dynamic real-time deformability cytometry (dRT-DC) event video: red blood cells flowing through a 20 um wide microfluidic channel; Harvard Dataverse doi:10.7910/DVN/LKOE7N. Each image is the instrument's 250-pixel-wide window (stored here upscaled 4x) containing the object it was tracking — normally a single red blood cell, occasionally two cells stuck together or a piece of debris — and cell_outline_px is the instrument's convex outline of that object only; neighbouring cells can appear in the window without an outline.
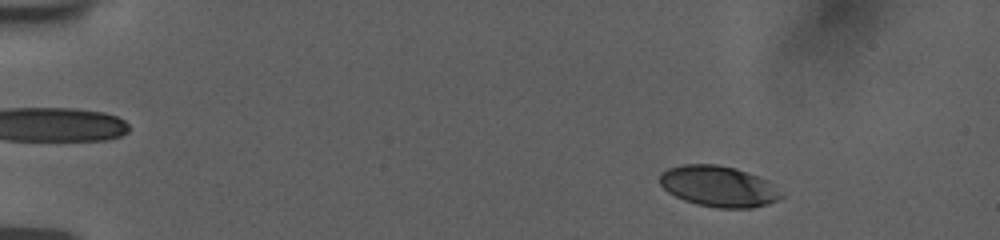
{"species": "human", "species_latin": "Homo sapiens", "temperature_condition": "room temperature", "stored_images_in_passage": 53, "camera_frame_rate_fps": 3000, "um_per_image_px": 0.085, "donor": {"sex": "female"}, "frame": {"image": 1, "passage_image": 5, "time_ms": 1.333, "image_size_px": [1000, 240], "cell_outline_px": [[784, 196], [776, 200], [752, 208], [716, 208], [696, 204], [684, 200], [668, 192], [660, 184], [660, 172], [668, 168], [680, 164], [716, 164], [736, 168], [768, 180]], "centroid_in_image_um": [61.04, 15.83], "position_along_channel_um": 24.0, "area_um2": 28.9}}
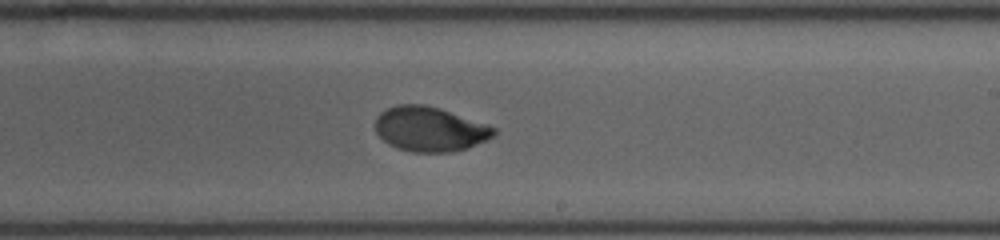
{"frame": {"image": 2, "passage_image": 32, "time_ms": 10.333, "image_size_px": [1000, 240], "cell_outline_px": [[496, 132], [488, 140], [468, 148], [452, 152], [412, 152], [396, 148], [388, 144], [376, 132], [376, 116], [380, 112], [396, 104], [424, 104], [440, 108], [488, 124], [496, 128]], "centroid_in_image_um": [36.55, 10.97], "position_along_channel_um": 252.5, "area_um2": 31.1}}
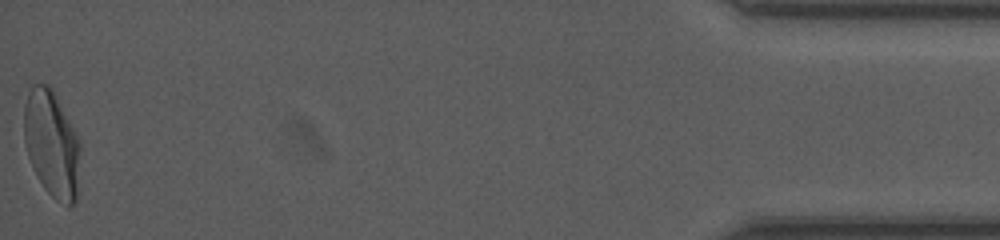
{"frame": {"image": 3, "passage_image": 53, "time_ms": 17.333, "image_size_px": [1000, 240], "cell_outline_px": [[80, 152], [76, 200], [68, 208], [56, 200], [44, 188], [36, 176], [28, 156], [24, 140], [24, 104], [28, 92], [32, 84], [48, 84], [52, 88], [80, 144]], "centroid_in_image_um": [4.37, 12.25], "position_along_channel_um": 430.8, "area_um2": 34.74}, "authors_computed_cell_mechanics": {"area_um2": 31.3276, "velocity_mm_per_s": 3.7618, "shape_relaxation_time_tau1_ms": 3.6386, "shape_relaxation_time_tau2_ms": null, "deformation_change_tau1": 0.1641, "deformation_change_tau2": null}}